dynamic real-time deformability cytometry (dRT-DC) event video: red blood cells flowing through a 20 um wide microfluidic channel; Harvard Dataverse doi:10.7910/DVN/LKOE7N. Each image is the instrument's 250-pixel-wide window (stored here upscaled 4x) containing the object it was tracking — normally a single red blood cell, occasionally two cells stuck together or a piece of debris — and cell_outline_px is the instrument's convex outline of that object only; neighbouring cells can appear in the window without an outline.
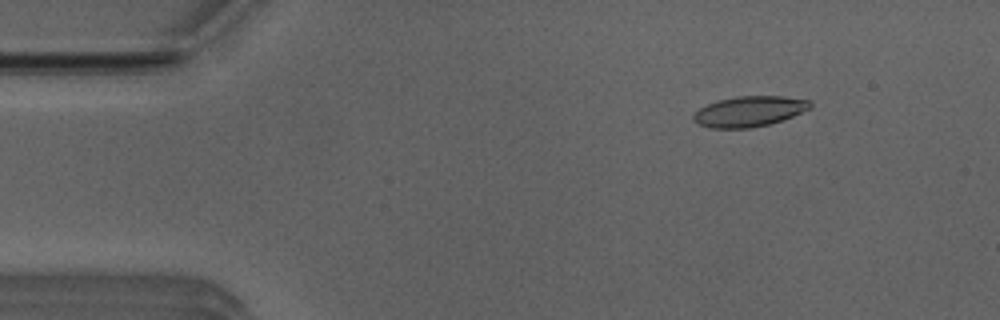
{"species": "Egyptian fruit bat (a non-hibernating species)", "species_latin": "Rousettus aegyptiacus", "temperature_condition": "room temperature", "stored_images_in_passage": 15, "camera_frame_rate_fps": 3000, "um_per_image_px": 0.085, "animal": {"sex": "male"}, "frame": {"image": 1, "passage_image": 7, "time_ms": 2.0, "image_size_px": [1000, 320], "cell_outline_px": [[812, 108], [792, 116], [768, 124], [752, 128], [708, 128], [692, 120], [692, 116], [700, 108], [708, 104], [720, 100], [740, 96], [784, 96], [808, 100], [812, 104]], "centroid_in_image_um": [63.69, 9.47], "position_along_channel_um": 21.3, "area_um2": 20.52}}